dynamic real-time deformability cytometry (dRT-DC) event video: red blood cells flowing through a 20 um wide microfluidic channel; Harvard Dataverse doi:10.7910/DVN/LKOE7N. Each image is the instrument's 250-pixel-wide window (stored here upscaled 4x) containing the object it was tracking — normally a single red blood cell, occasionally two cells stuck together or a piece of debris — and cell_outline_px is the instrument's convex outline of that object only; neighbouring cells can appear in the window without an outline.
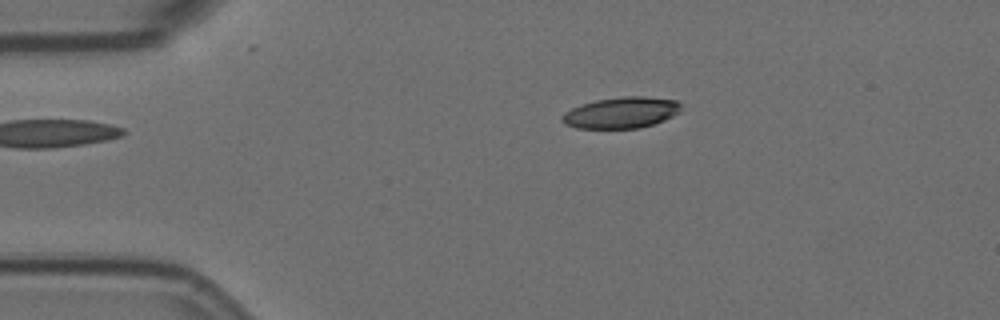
{"species": "Egyptian fruit bat (a non-hibernating species)", "species_latin": "Rousettus aegyptiacus", "temperature_condition": "room temperature", "stored_images_in_passage": 6, "camera_frame_rate_fps": 3000, "um_per_image_px": 0.085, "animal": {"sex": "female"}, "frame": {"image": 1, "passage_image": 3, "time_ms": 0.667, "image_size_px": [1000, 320], "cell_outline_px": [[680, 112], [664, 120], [640, 128], [576, 128], [564, 124], [560, 120], [560, 116], [564, 112], [572, 108], [596, 100], [624, 96], [644, 96], [676, 100], [680, 104]], "centroid_in_image_um": [52.78, 9.58], "position_along_channel_um": 32.2, "area_um2": 21.56}}
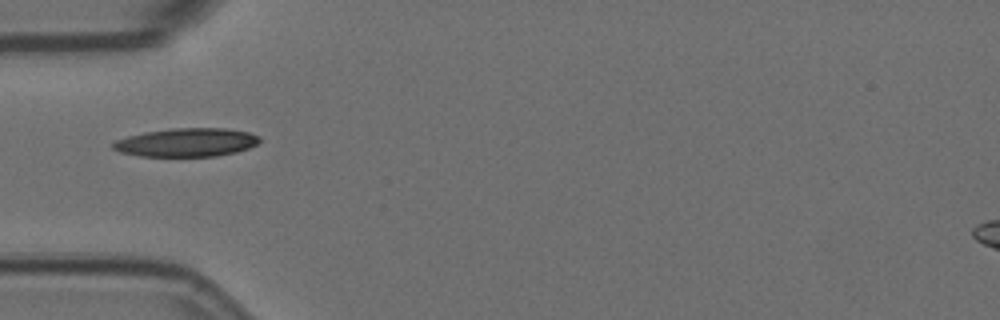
{"frame": {"image": 2, "passage_image": 5, "time_ms": 1.333, "image_size_px": [1000, 320], "cell_outline_px": [[260, 140], [256, 144], [248, 148], [236, 152], [216, 156], [140, 156], [120, 152], [112, 148], [112, 144], [116, 140], [128, 136], [144, 132], [172, 128], [224, 128], [248, 132], [260, 136]], "centroid_in_image_um": [15.85, 12.1], "position_along_channel_um": 69.2, "area_um2": 24.28}}
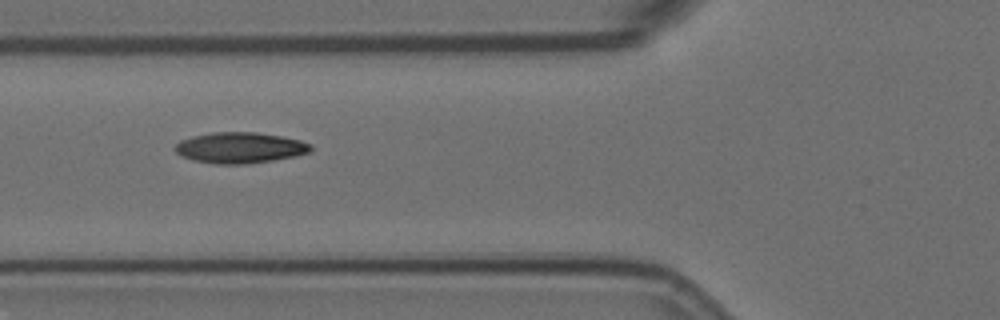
{"frame": {"image": 3, "passage_image": 6, "time_ms": 1.667, "image_size_px": [1000, 320], "cell_outline_px": [[312, 152], [296, 156], [272, 160], [244, 164], [216, 164], [192, 160], [176, 152], [172, 148], [180, 140], [192, 136], [212, 132], [256, 132], [280, 136], [300, 140], [312, 144]], "centroid_in_image_um": [20.4, 12.55], "position_along_channel_um": 105.4, "area_um2": 24.51}}